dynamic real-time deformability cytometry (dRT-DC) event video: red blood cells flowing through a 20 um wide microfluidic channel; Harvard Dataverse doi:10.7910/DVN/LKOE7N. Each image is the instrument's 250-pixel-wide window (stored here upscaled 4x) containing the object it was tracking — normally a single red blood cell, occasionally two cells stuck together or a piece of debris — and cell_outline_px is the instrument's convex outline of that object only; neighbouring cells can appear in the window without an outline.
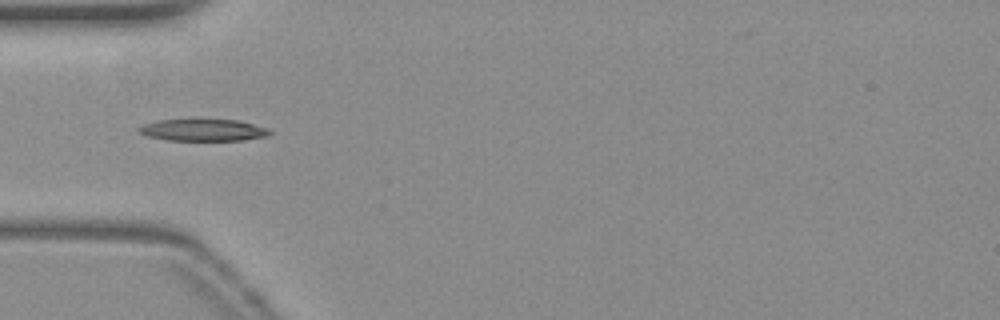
{"species": "common noctule bat (a hibernating species)", "species_latin": "Nyctalus noctula", "temperature_condition": "warm", "stored_images_in_passage": 37, "camera_frame_rate_fps": 3000, "um_per_image_px": 0.085, "animal": {"sex": "female", "body_mass_g": 19.3, "forearm_length_mm": 54.1}, "frame": {"image": 1, "passage_image": 1, "time_ms": 0.0, "image_size_px": [1000, 320], "cell_outline_px": [[272, 132], [264, 136], [240, 140], [168, 140], [148, 136], [136, 132], [136, 128], [144, 124], [160, 120], [192, 116], [236, 120], [268, 128]], "centroid_in_image_um": [17.17, 10.99], "position_along_channel_um": 67.8, "area_um2": 17.46}}
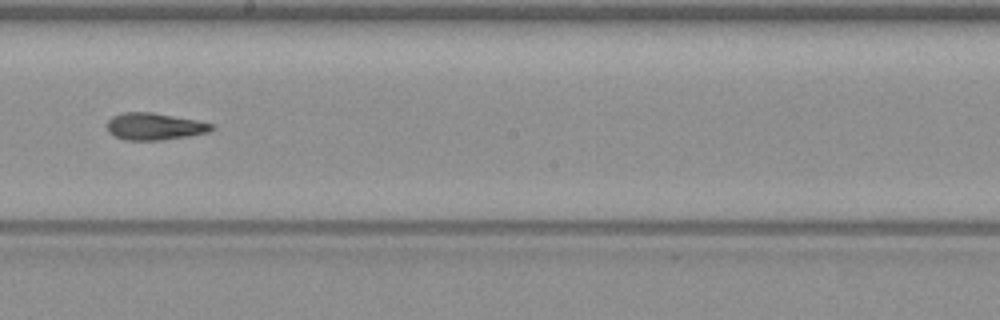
{"frame": {"image": 2, "passage_image": 14, "time_ms": 4.333, "image_size_px": [1000, 320], "cell_outline_px": [[212, 128], [208, 132], [164, 140], [124, 140], [108, 132], [108, 120], [112, 116], [124, 112], [152, 112], [196, 120], [212, 124]], "centroid_in_image_um": [13.09, 10.74], "position_along_channel_um": 235.1, "area_um2": 16.24}}
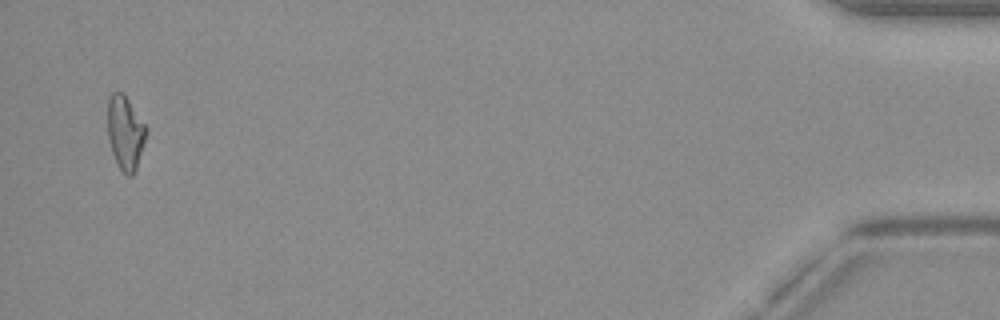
{"frame": {"image": 3, "passage_image": 36, "time_ms": 11.667, "image_size_px": [1000, 320], "cell_outline_px": [[148, 132], [136, 168], [132, 176], [128, 176], [120, 168], [112, 152], [108, 136], [108, 96], [112, 92], [124, 92], [148, 128]], "centroid_in_image_um": [10.67, 11.22], "position_along_channel_um": 424.5, "area_um2": 16.65}, "authors_computed_cell_mechanics": {"area_um2": 16.762, "velocity_mm_per_s": 3.8473, "shape_relaxation_time_tau1_ms": null, "shape_relaxation_time_tau2_ms": 4.756, "deformation_change_tau1": null, "deformation_change_tau2": 0.134}}